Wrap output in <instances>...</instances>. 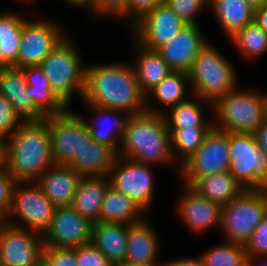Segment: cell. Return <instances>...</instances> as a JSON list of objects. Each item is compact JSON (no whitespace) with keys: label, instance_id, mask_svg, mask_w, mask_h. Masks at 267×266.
Masks as SVG:
<instances>
[{"label":"cell","instance_id":"cell-1","mask_svg":"<svg viewBox=\"0 0 267 266\" xmlns=\"http://www.w3.org/2000/svg\"><path fill=\"white\" fill-rule=\"evenodd\" d=\"M82 99L87 104L130 115L146 111V96L140 89L134 67L125 64L87 66Z\"/></svg>","mask_w":267,"mask_h":266},{"label":"cell","instance_id":"cell-2","mask_svg":"<svg viewBox=\"0 0 267 266\" xmlns=\"http://www.w3.org/2000/svg\"><path fill=\"white\" fill-rule=\"evenodd\" d=\"M8 139L0 145V161L17 182H34L55 164L48 116L38 121H24Z\"/></svg>","mask_w":267,"mask_h":266},{"label":"cell","instance_id":"cell-3","mask_svg":"<svg viewBox=\"0 0 267 266\" xmlns=\"http://www.w3.org/2000/svg\"><path fill=\"white\" fill-rule=\"evenodd\" d=\"M146 111L130 115L118 156L135 162L153 165L170 163L176 159L171 150V134L163 117L162 109L150 108Z\"/></svg>","mask_w":267,"mask_h":266},{"label":"cell","instance_id":"cell-4","mask_svg":"<svg viewBox=\"0 0 267 266\" xmlns=\"http://www.w3.org/2000/svg\"><path fill=\"white\" fill-rule=\"evenodd\" d=\"M235 68L217 49L206 43L197 53L188 72L189 89L193 94L212 103L219 97L237 89Z\"/></svg>","mask_w":267,"mask_h":266},{"label":"cell","instance_id":"cell-5","mask_svg":"<svg viewBox=\"0 0 267 266\" xmlns=\"http://www.w3.org/2000/svg\"><path fill=\"white\" fill-rule=\"evenodd\" d=\"M212 107L218 130L254 133L265 122V94L235 89L217 98Z\"/></svg>","mask_w":267,"mask_h":266},{"label":"cell","instance_id":"cell-6","mask_svg":"<svg viewBox=\"0 0 267 266\" xmlns=\"http://www.w3.org/2000/svg\"><path fill=\"white\" fill-rule=\"evenodd\" d=\"M74 47L66 36L40 64L50 88L67 106L72 93L78 91L83 97L85 88L86 68Z\"/></svg>","mask_w":267,"mask_h":266},{"label":"cell","instance_id":"cell-7","mask_svg":"<svg viewBox=\"0 0 267 266\" xmlns=\"http://www.w3.org/2000/svg\"><path fill=\"white\" fill-rule=\"evenodd\" d=\"M267 214V189L245 190L222 206L220 227L227 242L246 245Z\"/></svg>","mask_w":267,"mask_h":266},{"label":"cell","instance_id":"cell-8","mask_svg":"<svg viewBox=\"0 0 267 266\" xmlns=\"http://www.w3.org/2000/svg\"><path fill=\"white\" fill-rule=\"evenodd\" d=\"M229 172L246 190L267 189V153L253 133L228 132Z\"/></svg>","mask_w":267,"mask_h":266},{"label":"cell","instance_id":"cell-9","mask_svg":"<svg viewBox=\"0 0 267 266\" xmlns=\"http://www.w3.org/2000/svg\"><path fill=\"white\" fill-rule=\"evenodd\" d=\"M43 248L40 233L26 230L12 219L0 221V266H35Z\"/></svg>","mask_w":267,"mask_h":266},{"label":"cell","instance_id":"cell-10","mask_svg":"<svg viewBox=\"0 0 267 266\" xmlns=\"http://www.w3.org/2000/svg\"><path fill=\"white\" fill-rule=\"evenodd\" d=\"M51 153L55 164L68 165L92 140L86 120L68 110L48 116Z\"/></svg>","mask_w":267,"mask_h":266},{"label":"cell","instance_id":"cell-11","mask_svg":"<svg viewBox=\"0 0 267 266\" xmlns=\"http://www.w3.org/2000/svg\"><path fill=\"white\" fill-rule=\"evenodd\" d=\"M179 167L188 186L200 177L229 171L228 132L213 127L203 144Z\"/></svg>","mask_w":267,"mask_h":266},{"label":"cell","instance_id":"cell-12","mask_svg":"<svg viewBox=\"0 0 267 266\" xmlns=\"http://www.w3.org/2000/svg\"><path fill=\"white\" fill-rule=\"evenodd\" d=\"M151 166L118 156L108 175L110 185L130 197L144 212L151 207L154 196Z\"/></svg>","mask_w":267,"mask_h":266},{"label":"cell","instance_id":"cell-13","mask_svg":"<svg viewBox=\"0 0 267 266\" xmlns=\"http://www.w3.org/2000/svg\"><path fill=\"white\" fill-rule=\"evenodd\" d=\"M65 37L62 28L52 21H25L21 32L17 67L40 66Z\"/></svg>","mask_w":267,"mask_h":266},{"label":"cell","instance_id":"cell-14","mask_svg":"<svg viewBox=\"0 0 267 266\" xmlns=\"http://www.w3.org/2000/svg\"><path fill=\"white\" fill-rule=\"evenodd\" d=\"M24 183L30 182H16L11 209L6 219L18 215L25 225L29 226V230L31 228L42 235L49 227L57 207L43 193L36 181L31 182L34 185L30 188L20 186Z\"/></svg>","mask_w":267,"mask_h":266},{"label":"cell","instance_id":"cell-15","mask_svg":"<svg viewBox=\"0 0 267 266\" xmlns=\"http://www.w3.org/2000/svg\"><path fill=\"white\" fill-rule=\"evenodd\" d=\"M93 223L71 206L57 207L49 227L42 234L44 247L75 248L92 241Z\"/></svg>","mask_w":267,"mask_h":266},{"label":"cell","instance_id":"cell-16","mask_svg":"<svg viewBox=\"0 0 267 266\" xmlns=\"http://www.w3.org/2000/svg\"><path fill=\"white\" fill-rule=\"evenodd\" d=\"M185 25L164 1L133 27V37L143 47L158 50L168 44Z\"/></svg>","mask_w":267,"mask_h":266},{"label":"cell","instance_id":"cell-17","mask_svg":"<svg viewBox=\"0 0 267 266\" xmlns=\"http://www.w3.org/2000/svg\"><path fill=\"white\" fill-rule=\"evenodd\" d=\"M200 32L198 25L186 24L168 44L157 50L172 71L189 72L197 53L207 43Z\"/></svg>","mask_w":267,"mask_h":266},{"label":"cell","instance_id":"cell-18","mask_svg":"<svg viewBox=\"0 0 267 266\" xmlns=\"http://www.w3.org/2000/svg\"><path fill=\"white\" fill-rule=\"evenodd\" d=\"M27 90L28 85L22 68H0V94L12 104L20 118L24 121L44 119L46 116L35 106Z\"/></svg>","mask_w":267,"mask_h":266},{"label":"cell","instance_id":"cell-19","mask_svg":"<svg viewBox=\"0 0 267 266\" xmlns=\"http://www.w3.org/2000/svg\"><path fill=\"white\" fill-rule=\"evenodd\" d=\"M81 176L69 165L54 164L36 180L43 193L56 206H71Z\"/></svg>","mask_w":267,"mask_h":266},{"label":"cell","instance_id":"cell-20","mask_svg":"<svg viewBox=\"0 0 267 266\" xmlns=\"http://www.w3.org/2000/svg\"><path fill=\"white\" fill-rule=\"evenodd\" d=\"M182 198L178 209L186 224L193 231H205L220 226L222 206L197 193L190 186Z\"/></svg>","mask_w":267,"mask_h":266},{"label":"cell","instance_id":"cell-21","mask_svg":"<svg viewBox=\"0 0 267 266\" xmlns=\"http://www.w3.org/2000/svg\"><path fill=\"white\" fill-rule=\"evenodd\" d=\"M154 228L145 220L128 225L127 252L124 264L127 266H156L159 249Z\"/></svg>","mask_w":267,"mask_h":266},{"label":"cell","instance_id":"cell-22","mask_svg":"<svg viewBox=\"0 0 267 266\" xmlns=\"http://www.w3.org/2000/svg\"><path fill=\"white\" fill-rule=\"evenodd\" d=\"M128 224L96 222L92 227V241L114 265L124 264L127 252Z\"/></svg>","mask_w":267,"mask_h":266},{"label":"cell","instance_id":"cell-23","mask_svg":"<svg viewBox=\"0 0 267 266\" xmlns=\"http://www.w3.org/2000/svg\"><path fill=\"white\" fill-rule=\"evenodd\" d=\"M117 157L113 148L92 139L68 165L81 177L108 176Z\"/></svg>","mask_w":267,"mask_h":266},{"label":"cell","instance_id":"cell-24","mask_svg":"<svg viewBox=\"0 0 267 266\" xmlns=\"http://www.w3.org/2000/svg\"><path fill=\"white\" fill-rule=\"evenodd\" d=\"M107 179L109 176L81 177L78 183L71 207L92 223L99 222L101 204L110 185Z\"/></svg>","mask_w":267,"mask_h":266},{"label":"cell","instance_id":"cell-25","mask_svg":"<svg viewBox=\"0 0 267 266\" xmlns=\"http://www.w3.org/2000/svg\"><path fill=\"white\" fill-rule=\"evenodd\" d=\"M87 105H89L91 109H93V113H95L94 117L91 119V123H87L88 121H86L92 139L99 143L108 145L119 153L120 149L117 146V140L120 138L122 141L130 114H125L123 111L103 108L91 104ZM119 112L120 114L124 113L125 117L122 116V118H117L115 114H119ZM111 119L113 121L110 125L111 121L109 120Z\"/></svg>","mask_w":267,"mask_h":266},{"label":"cell","instance_id":"cell-26","mask_svg":"<svg viewBox=\"0 0 267 266\" xmlns=\"http://www.w3.org/2000/svg\"><path fill=\"white\" fill-rule=\"evenodd\" d=\"M28 85L27 93L35 106L45 115H59L67 106L50 88L48 77L40 66L22 68Z\"/></svg>","mask_w":267,"mask_h":266},{"label":"cell","instance_id":"cell-27","mask_svg":"<svg viewBox=\"0 0 267 266\" xmlns=\"http://www.w3.org/2000/svg\"><path fill=\"white\" fill-rule=\"evenodd\" d=\"M137 48V59L134 71L142 93L148 98V94L159 82L164 79L172 70L162 59L157 50H150L143 47L134 39ZM148 92V93H147Z\"/></svg>","mask_w":267,"mask_h":266},{"label":"cell","instance_id":"cell-28","mask_svg":"<svg viewBox=\"0 0 267 266\" xmlns=\"http://www.w3.org/2000/svg\"><path fill=\"white\" fill-rule=\"evenodd\" d=\"M190 187L221 206L227 205L246 190L229 171L200 177Z\"/></svg>","mask_w":267,"mask_h":266},{"label":"cell","instance_id":"cell-29","mask_svg":"<svg viewBox=\"0 0 267 266\" xmlns=\"http://www.w3.org/2000/svg\"><path fill=\"white\" fill-rule=\"evenodd\" d=\"M143 210L127 195L109 185L100 210L99 222L132 224L142 220Z\"/></svg>","mask_w":267,"mask_h":266},{"label":"cell","instance_id":"cell-30","mask_svg":"<svg viewBox=\"0 0 267 266\" xmlns=\"http://www.w3.org/2000/svg\"><path fill=\"white\" fill-rule=\"evenodd\" d=\"M220 26L230 38L238 30L254 22L255 9L247 0H209Z\"/></svg>","mask_w":267,"mask_h":266},{"label":"cell","instance_id":"cell-31","mask_svg":"<svg viewBox=\"0 0 267 266\" xmlns=\"http://www.w3.org/2000/svg\"><path fill=\"white\" fill-rule=\"evenodd\" d=\"M23 19L20 14L0 12V51L2 68L17 67V58L20 48Z\"/></svg>","mask_w":267,"mask_h":266},{"label":"cell","instance_id":"cell-32","mask_svg":"<svg viewBox=\"0 0 267 266\" xmlns=\"http://www.w3.org/2000/svg\"><path fill=\"white\" fill-rule=\"evenodd\" d=\"M195 100L188 99L184 102L178 103L176 106L171 107V112L166 115L163 113V117L168 128H192V127H214V124L204 123L202 107L200 102H206L208 100L195 96ZM170 115V116H169ZM169 116V117H168Z\"/></svg>","mask_w":267,"mask_h":266},{"label":"cell","instance_id":"cell-33","mask_svg":"<svg viewBox=\"0 0 267 266\" xmlns=\"http://www.w3.org/2000/svg\"><path fill=\"white\" fill-rule=\"evenodd\" d=\"M187 84H190L188 73L171 71L149 93L154 95L153 97L164 106L174 107L178 103L188 100L185 98V93L188 90Z\"/></svg>","mask_w":267,"mask_h":266},{"label":"cell","instance_id":"cell-34","mask_svg":"<svg viewBox=\"0 0 267 266\" xmlns=\"http://www.w3.org/2000/svg\"><path fill=\"white\" fill-rule=\"evenodd\" d=\"M212 128L213 127L168 128L171 134V150L173 157L179 155V157H181L180 162L183 164L203 144L206 135ZM175 153L177 155H175Z\"/></svg>","mask_w":267,"mask_h":266},{"label":"cell","instance_id":"cell-35","mask_svg":"<svg viewBox=\"0 0 267 266\" xmlns=\"http://www.w3.org/2000/svg\"><path fill=\"white\" fill-rule=\"evenodd\" d=\"M230 39L247 58L259 56L267 51V34L255 21L238 30Z\"/></svg>","mask_w":267,"mask_h":266},{"label":"cell","instance_id":"cell-36","mask_svg":"<svg viewBox=\"0 0 267 266\" xmlns=\"http://www.w3.org/2000/svg\"><path fill=\"white\" fill-rule=\"evenodd\" d=\"M206 266H247L248 254L245 245L226 242L202 255Z\"/></svg>","mask_w":267,"mask_h":266},{"label":"cell","instance_id":"cell-37","mask_svg":"<svg viewBox=\"0 0 267 266\" xmlns=\"http://www.w3.org/2000/svg\"><path fill=\"white\" fill-rule=\"evenodd\" d=\"M24 122L14 111L12 104L0 94V145ZM5 139V140H4Z\"/></svg>","mask_w":267,"mask_h":266},{"label":"cell","instance_id":"cell-38","mask_svg":"<svg viewBox=\"0 0 267 266\" xmlns=\"http://www.w3.org/2000/svg\"><path fill=\"white\" fill-rule=\"evenodd\" d=\"M187 25H198L196 14L209 4V0H164Z\"/></svg>","mask_w":267,"mask_h":266},{"label":"cell","instance_id":"cell-39","mask_svg":"<svg viewBox=\"0 0 267 266\" xmlns=\"http://www.w3.org/2000/svg\"><path fill=\"white\" fill-rule=\"evenodd\" d=\"M16 180L0 161V221H4L11 209Z\"/></svg>","mask_w":267,"mask_h":266},{"label":"cell","instance_id":"cell-40","mask_svg":"<svg viewBox=\"0 0 267 266\" xmlns=\"http://www.w3.org/2000/svg\"><path fill=\"white\" fill-rule=\"evenodd\" d=\"M163 2L164 0H127L125 10L118 17L126 20L128 18L133 27Z\"/></svg>","mask_w":267,"mask_h":266},{"label":"cell","instance_id":"cell-41","mask_svg":"<svg viewBox=\"0 0 267 266\" xmlns=\"http://www.w3.org/2000/svg\"><path fill=\"white\" fill-rule=\"evenodd\" d=\"M75 253L77 266H114L92 243L75 247Z\"/></svg>","mask_w":267,"mask_h":266},{"label":"cell","instance_id":"cell-42","mask_svg":"<svg viewBox=\"0 0 267 266\" xmlns=\"http://www.w3.org/2000/svg\"><path fill=\"white\" fill-rule=\"evenodd\" d=\"M127 0H82L77 8L88 7L93 15H112L118 16L125 10Z\"/></svg>","mask_w":267,"mask_h":266},{"label":"cell","instance_id":"cell-43","mask_svg":"<svg viewBox=\"0 0 267 266\" xmlns=\"http://www.w3.org/2000/svg\"><path fill=\"white\" fill-rule=\"evenodd\" d=\"M248 257L267 256V214L245 245Z\"/></svg>","mask_w":267,"mask_h":266},{"label":"cell","instance_id":"cell-44","mask_svg":"<svg viewBox=\"0 0 267 266\" xmlns=\"http://www.w3.org/2000/svg\"><path fill=\"white\" fill-rule=\"evenodd\" d=\"M43 256L52 266H77L75 248L44 247Z\"/></svg>","mask_w":267,"mask_h":266},{"label":"cell","instance_id":"cell-45","mask_svg":"<svg viewBox=\"0 0 267 266\" xmlns=\"http://www.w3.org/2000/svg\"><path fill=\"white\" fill-rule=\"evenodd\" d=\"M253 134L259 148L267 153V122L265 121Z\"/></svg>","mask_w":267,"mask_h":266},{"label":"cell","instance_id":"cell-46","mask_svg":"<svg viewBox=\"0 0 267 266\" xmlns=\"http://www.w3.org/2000/svg\"><path fill=\"white\" fill-rule=\"evenodd\" d=\"M254 21L267 34V6L255 10Z\"/></svg>","mask_w":267,"mask_h":266},{"label":"cell","instance_id":"cell-47","mask_svg":"<svg viewBox=\"0 0 267 266\" xmlns=\"http://www.w3.org/2000/svg\"><path fill=\"white\" fill-rule=\"evenodd\" d=\"M163 266H206L204 261L202 260V258L200 257V259L198 258H190V259H180V260H176L173 262H169L166 265Z\"/></svg>","mask_w":267,"mask_h":266},{"label":"cell","instance_id":"cell-48","mask_svg":"<svg viewBox=\"0 0 267 266\" xmlns=\"http://www.w3.org/2000/svg\"><path fill=\"white\" fill-rule=\"evenodd\" d=\"M263 257H264V259H266L267 260V256H260V258L259 257H248V260H247V266H255L254 264L256 263L255 262V260H256V258L257 259H263ZM263 260H261V263H259V265L258 266H267V262L264 260L263 262H262ZM253 262H254V264H253Z\"/></svg>","mask_w":267,"mask_h":266},{"label":"cell","instance_id":"cell-49","mask_svg":"<svg viewBox=\"0 0 267 266\" xmlns=\"http://www.w3.org/2000/svg\"><path fill=\"white\" fill-rule=\"evenodd\" d=\"M247 3L253 8V9H258L266 4V0H247Z\"/></svg>","mask_w":267,"mask_h":266},{"label":"cell","instance_id":"cell-50","mask_svg":"<svg viewBox=\"0 0 267 266\" xmlns=\"http://www.w3.org/2000/svg\"><path fill=\"white\" fill-rule=\"evenodd\" d=\"M35 266H52L50 264V262L44 257L42 256L36 263Z\"/></svg>","mask_w":267,"mask_h":266},{"label":"cell","instance_id":"cell-51","mask_svg":"<svg viewBox=\"0 0 267 266\" xmlns=\"http://www.w3.org/2000/svg\"><path fill=\"white\" fill-rule=\"evenodd\" d=\"M68 4H70L71 6H73V7H78L80 4H81V2H82V0H65Z\"/></svg>","mask_w":267,"mask_h":266},{"label":"cell","instance_id":"cell-52","mask_svg":"<svg viewBox=\"0 0 267 266\" xmlns=\"http://www.w3.org/2000/svg\"><path fill=\"white\" fill-rule=\"evenodd\" d=\"M265 121L267 122V94L265 95Z\"/></svg>","mask_w":267,"mask_h":266},{"label":"cell","instance_id":"cell-53","mask_svg":"<svg viewBox=\"0 0 267 266\" xmlns=\"http://www.w3.org/2000/svg\"><path fill=\"white\" fill-rule=\"evenodd\" d=\"M0 68H2V55H1V51H0Z\"/></svg>","mask_w":267,"mask_h":266},{"label":"cell","instance_id":"cell-54","mask_svg":"<svg viewBox=\"0 0 267 266\" xmlns=\"http://www.w3.org/2000/svg\"><path fill=\"white\" fill-rule=\"evenodd\" d=\"M19 1H24V2H29V1H32V0H19ZM34 1V0H33Z\"/></svg>","mask_w":267,"mask_h":266}]
</instances>
